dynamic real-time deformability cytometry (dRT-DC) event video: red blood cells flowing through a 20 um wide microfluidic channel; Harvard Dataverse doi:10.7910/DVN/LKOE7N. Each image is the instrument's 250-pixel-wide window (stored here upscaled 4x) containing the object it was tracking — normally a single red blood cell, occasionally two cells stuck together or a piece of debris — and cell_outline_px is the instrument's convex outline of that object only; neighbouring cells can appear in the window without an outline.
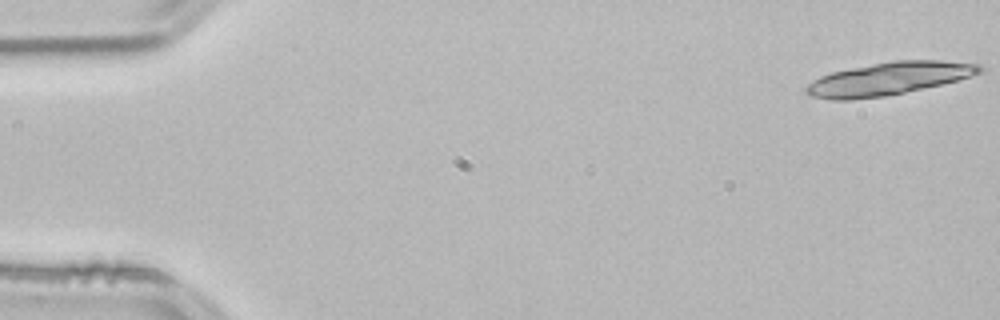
{"species": "common noctule bat (a hibernating species)", "species_latin": "Nyctalus noctula", "temperature_condition": "room temperature", "stored_images_in_passage": 21, "camera_frame_rate_fps": 3000, "um_per_image_px": 0.085, "animal": {"sex": "male", "body_mass_g": 21.5, "forearm_length_mm": 52.0}, "frame": {"image": 1, "passage_image": 1, "time_ms": 0.0, "image_size_px": [1000, 320], "cell_outline_px": [[984, 68], [980, 72], [956, 80], [940, 84], [904, 92], [884, 96], [852, 100], [832, 100], [812, 96], [804, 92], [804, 88], [808, 84], [820, 76], [832, 72], [892, 60], [940, 60], [980, 64]], "centroid_in_image_um": [75.49, 6.69], "position_along_channel_um": 9.5, "area_um2": 32.77}}